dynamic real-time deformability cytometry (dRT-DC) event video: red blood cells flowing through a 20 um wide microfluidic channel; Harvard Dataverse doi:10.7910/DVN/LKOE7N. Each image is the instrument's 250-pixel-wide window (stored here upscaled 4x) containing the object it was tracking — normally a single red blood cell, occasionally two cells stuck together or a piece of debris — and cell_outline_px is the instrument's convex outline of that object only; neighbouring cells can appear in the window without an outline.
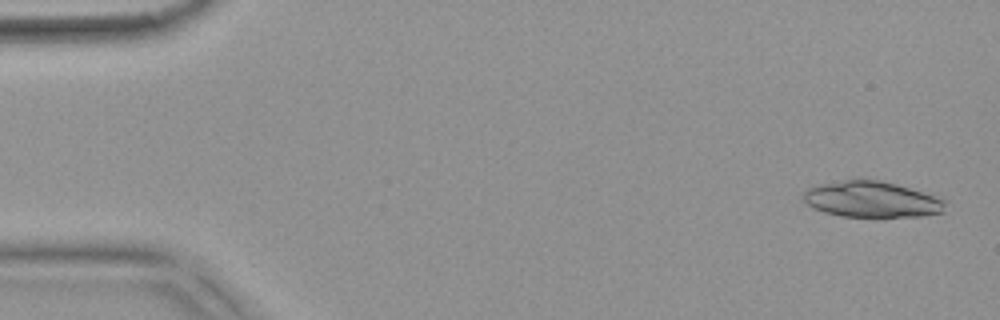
{"species": "common noctule bat (a hibernating species)", "species_latin": "Nyctalus noctula", "temperature_condition": "warm", "stored_images_in_passage": 53, "segment_of_instrument_passage": [1, 2], "camera_frame_rate_fps": 3000, "um_per_image_px": 0.085, "animal": {"sex": "female", "body_mass_g": 18.4}, "frame": {"image": 1, "passage_image": 2, "time_ms": 0.333, "image_size_px": [1000, 320], "cell_outline_px": [[944, 212], [920, 216], [840, 216], [824, 212], [812, 208], [804, 200], [804, 192], [808, 188], [820, 184], [856, 176], [860, 176], [880, 180], [896, 184], [944, 200]], "centroid_in_image_um": [74.01, 16.91], "position_along_channel_um": 11.0, "area_um2": 29.82}}
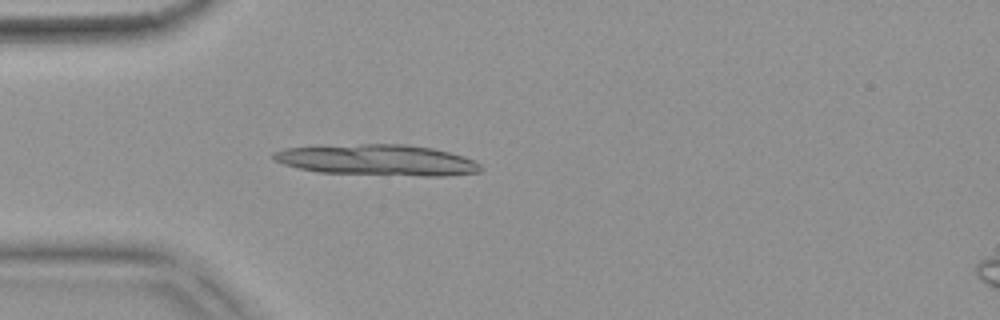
{"frame": {"image": 2, "passage_image": 15, "time_ms": 4.667, "image_size_px": [1000, 320], "cell_outline_px": [[484, 168], [480, 172], [444, 176], [420, 176], [316, 172], [284, 164], [272, 160], [272, 152], [284, 148], [360, 144], [400, 144], [432, 148], [464, 156], [476, 160]], "centroid_in_image_um": [32.11, 13.61], "position_along_channel_um": 52.9, "area_um2": 37.45}}